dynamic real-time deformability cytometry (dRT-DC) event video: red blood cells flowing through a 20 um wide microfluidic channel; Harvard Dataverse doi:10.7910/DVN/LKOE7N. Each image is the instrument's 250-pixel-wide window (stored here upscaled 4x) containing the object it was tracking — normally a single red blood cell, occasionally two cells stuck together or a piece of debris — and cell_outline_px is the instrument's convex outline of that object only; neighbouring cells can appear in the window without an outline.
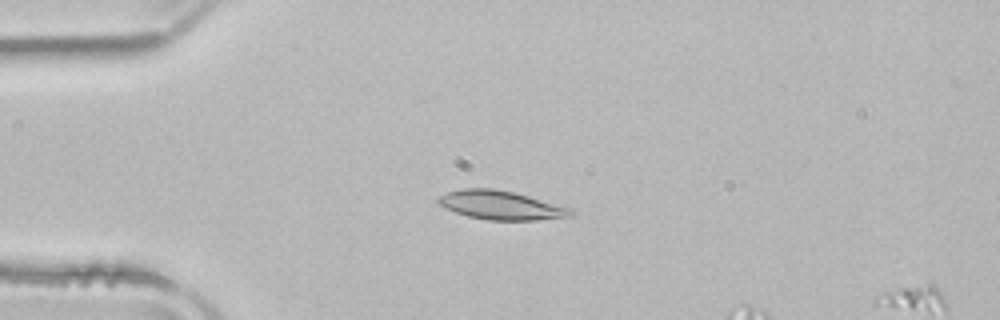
{"species": "common noctule bat (a hibernating species)", "species_latin": "Nyctalus noctula", "temperature_condition": "room temperature", "stored_images_in_passage": 3, "camera_frame_rate_fps": 3000, "um_per_image_px": 0.085, "animal": {"sex": "male", "body_mass_g": 21.5, "forearm_length_mm": 52.0}, "frame": {"image": 1, "passage_image": 1, "time_ms": 0.0, "image_size_px": [1000, 320], "cell_outline_px": [[576, 212], [572, 216], [536, 220], [488, 220], [468, 216], [456, 212], [440, 204], [436, 200], [440, 196], [448, 192], [464, 188], [492, 188], [512, 192], [528, 196], [572, 208]], "centroid_in_image_um": [42.62, 17.45], "position_along_channel_um": 42.4, "area_um2": 22.02}}